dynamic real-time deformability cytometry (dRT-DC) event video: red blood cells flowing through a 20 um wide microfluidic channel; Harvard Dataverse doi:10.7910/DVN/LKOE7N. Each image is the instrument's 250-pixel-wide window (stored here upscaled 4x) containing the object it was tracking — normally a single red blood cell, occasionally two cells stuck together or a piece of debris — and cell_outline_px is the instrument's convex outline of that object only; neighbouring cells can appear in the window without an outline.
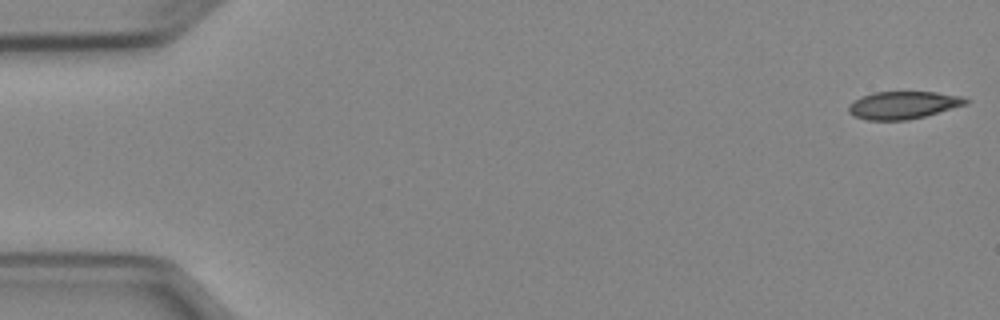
{"species": "Egyptian fruit bat (a non-hibernating species)", "species_latin": "Rousettus aegyptiacus", "temperature_condition": "cold", "stored_images_in_passage": 51, "camera_frame_rate_fps": 3000, "um_per_image_px": 0.085, "animal": {"sex": "female"}, "frame": {"image": 1, "passage_image": 1, "time_ms": 0.0, "image_size_px": [1000, 320], "cell_outline_px": [[972, 100], [968, 104], [924, 116], [908, 120], [868, 120], [852, 116], [848, 112], [848, 104], [860, 96], [872, 92], [936, 92], [964, 96]], "centroid_in_image_um": [76.77, 8.92], "position_along_channel_um": 8.2, "area_um2": 19.13}}
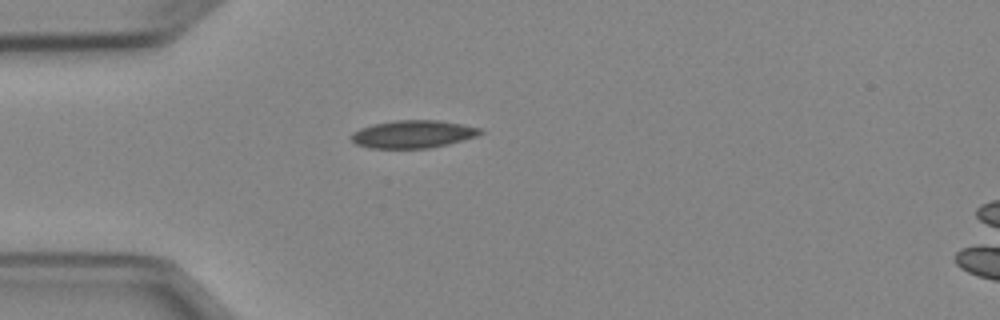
{"frame": {"image": 2, "passage_image": 14, "time_ms": 4.333, "image_size_px": [1000, 320], "cell_outline_px": [[484, 132], [476, 136], [464, 140], [448, 144], [428, 148], [368, 148], [356, 144], [348, 136], [352, 132], [360, 128], [372, 124], [396, 120], [440, 120], [480, 128]], "centroid_in_image_um": [35.07, 11.4], "position_along_channel_um": 49.9, "area_um2": 20.92}}
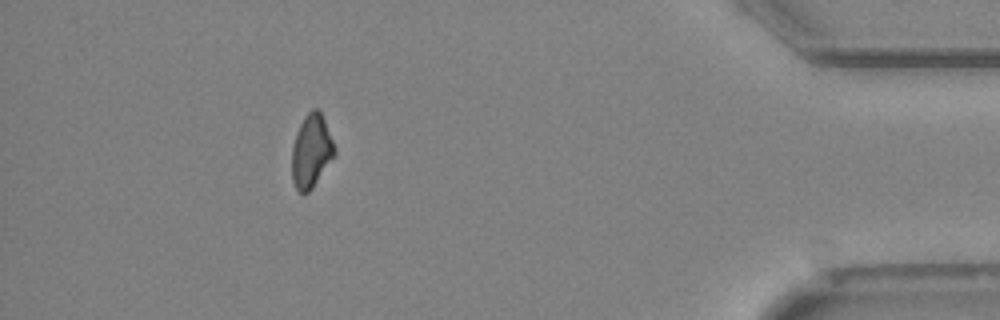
{"frame": {"image": 3, "passage_image": 46, "time_ms": 15.0, "image_size_px": [1000, 320], "cell_outline_px": [[336, 156], [312, 188], [308, 192], [300, 192], [296, 188], [292, 180], [292, 144], [296, 132], [304, 116], [312, 108], [316, 108], [320, 112], [324, 120], [332, 140], [336, 152]], "centroid_in_image_um": [26.46, 12.85], "position_along_channel_um": 408.7, "area_um2": 18.21}}